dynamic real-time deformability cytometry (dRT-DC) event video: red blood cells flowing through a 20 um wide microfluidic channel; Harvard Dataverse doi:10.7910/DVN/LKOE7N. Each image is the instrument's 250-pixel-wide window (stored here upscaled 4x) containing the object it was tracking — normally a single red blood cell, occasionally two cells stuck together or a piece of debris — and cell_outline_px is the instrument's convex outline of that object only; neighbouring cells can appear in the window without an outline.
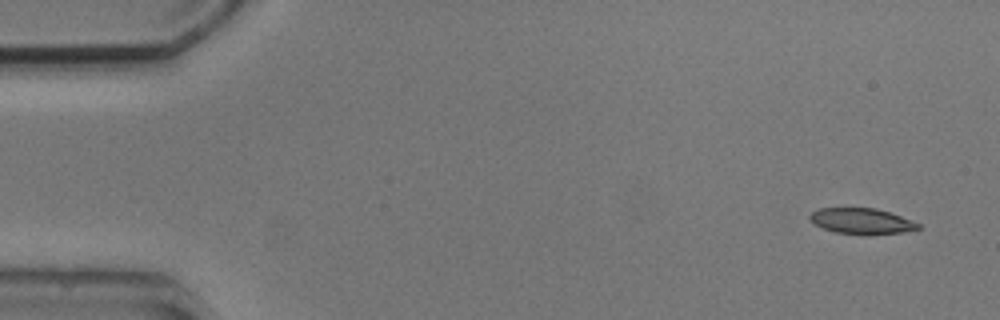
{"species": "common noctule bat (a hibernating species)", "species_latin": "Nyctalus noctula", "temperature_condition": "cold", "stored_images_in_passage": 3, "camera_frame_rate_fps": 3000, "um_per_image_px": 0.085, "animal": {"sex": "male", "body_mass_g": 20.5, "forearm_length_mm": 52.5}, "frame": {"image": 1, "passage_image": 1, "time_ms": 0.0, "image_size_px": [1000, 320], "cell_outline_px": [[920, 228], [904, 232], [864, 236], [836, 232], [812, 224], [808, 216], [812, 212], [820, 208], [876, 208], [900, 216], [920, 224]], "centroid_in_image_um": [73.21, 18.81], "position_along_channel_um": 11.8, "area_um2": 16.42}}